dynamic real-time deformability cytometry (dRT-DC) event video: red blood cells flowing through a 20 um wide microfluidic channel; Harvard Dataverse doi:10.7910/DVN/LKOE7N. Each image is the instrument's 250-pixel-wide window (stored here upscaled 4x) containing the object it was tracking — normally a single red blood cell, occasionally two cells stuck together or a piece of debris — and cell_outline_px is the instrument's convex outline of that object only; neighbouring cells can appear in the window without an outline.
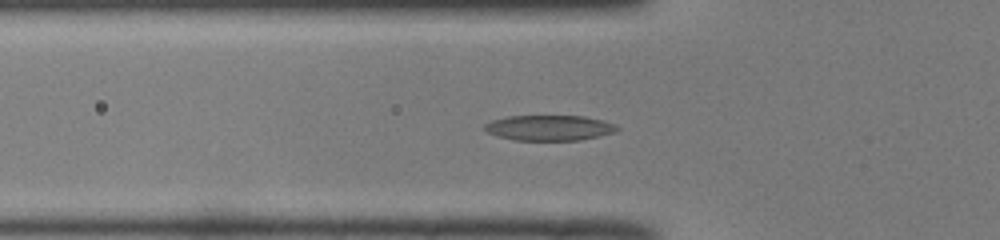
{"species": "common noctule bat (a hibernating species)", "species_latin": "Nyctalus noctula", "temperature_condition": "room temperature", "stored_images_in_passage": 51, "camera_frame_rate_fps": 3000, "um_per_image_px": 0.085, "animal": {"sex": "male", "body_mass_g": 19.0, "forearm_length_mm": 50.8}, "frame": {"image": 1, "passage_image": 17, "time_ms": 5.333, "image_size_px": [1000, 240], "cell_outline_px": [[620, 128], [616, 132], [580, 140], [516, 140], [496, 136], [488, 132], [484, 128], [484, 124], [492, 120], [508, 116], [584, 116], [616, 124]], "centroid_in_image_um": [46.69, 10.86], "position_along_channel_um": 79.1, "area_um2": 19.54}}
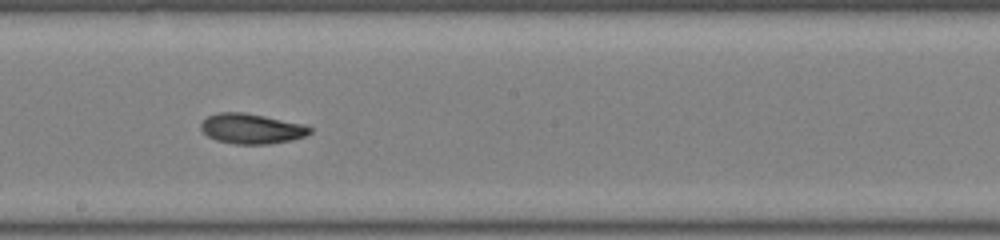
{"frame": {"image": 2, "passage_image": 28, "time_ms": 9.0, "image_size_px": [1000, 240], "cell_outline_px": [[312, 132], [304, 136], [292, 140], [268, 144], [236, 144], [216, 140], [208, 136], [200, 128], [200, 124], [208, 116], [216, 112], [244, 112], [304, 124], [312, 128]], "centroid_in_image_um": [21.38, 10.93], "position_along_channel_um": 226.8, "area_um2": 19.13}}
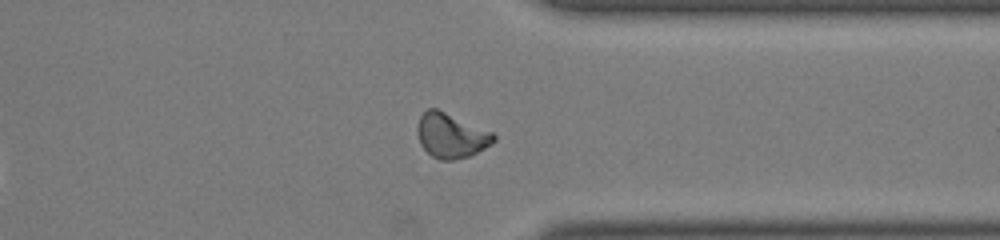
{"frame": {"image": 3, "passage_image": 39, "time_ms": 12.667, "image_size_px": [1000, 240], "cell_outline_px": [[496, 140], [492, 144], [468, 156], [452, 160], [440, 160], [432, 156], [420, 144], [416, 132], [416, 128], [420, 116], [428, 108], [436, 108], [492, 132], [496, 136]], "centroid_in_image_um": [38.32, 11.52], "position_along_channel_um": 373.1, "area_um2": 19.71}, "authors_computed_cell_mechanics": {"area_um2": 19.3052, "velocity_mm_per_s": 4.0323, "shape_relaxation_time_tau1_ms": 4.6898, "shape_relaxation_time_tau2_ms": 2.8993, "deformation_change_tau1": 0.1709, "deformation_change_tau2": 0.0915}}